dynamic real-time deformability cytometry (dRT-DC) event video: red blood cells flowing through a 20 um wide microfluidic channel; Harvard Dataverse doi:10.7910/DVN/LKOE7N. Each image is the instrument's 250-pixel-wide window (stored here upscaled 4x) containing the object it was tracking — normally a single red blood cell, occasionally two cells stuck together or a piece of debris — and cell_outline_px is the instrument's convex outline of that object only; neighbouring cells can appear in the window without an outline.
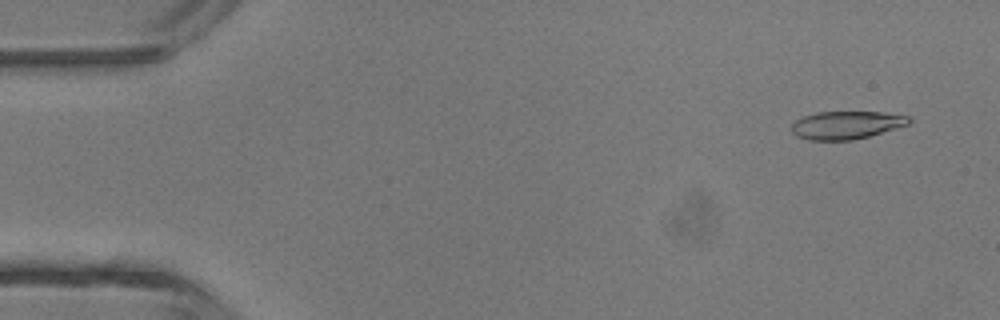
{"species": "common noctule bat (a hibernating species)", "species_latin": "Nyctalus noctula", "temperature_condition": "room temperature", "stored_images_in_passage": 44, "camera_frame_rate_fps": 3000, "um_per_image_px": 0.085, "animal": {"sex": "male", "body_mass_g": 13.3}, "frame": {"image": 1, "passage_image": 2, "time_ms": 0.333, "image_size_px": [1000, 320], "cell_outline_px": [[912, 120], [908, 124], [868, 136], [852, 140], [808, 140], [796, 136], [792, 132], [792, 124], [796, 120], [804, 116], [816, 112], [884, 112], [908, 116]], "centroid_in_image_um": [71.91, 10.62], "position_along_channel_um": 13.1, "area_um2": 18.96}}
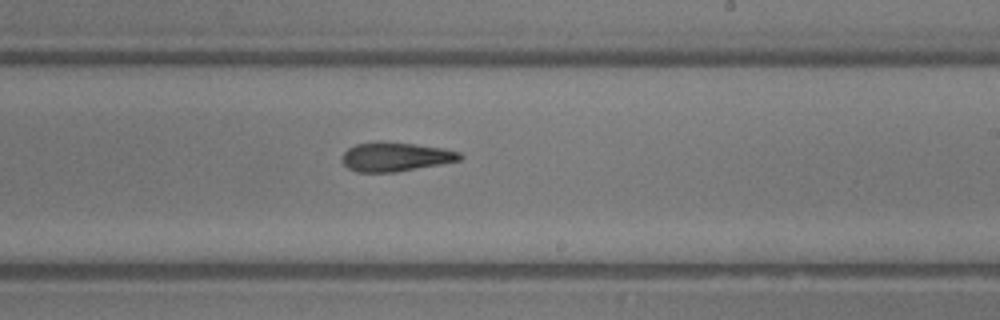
{"frame": {"image": 2, "passage_image": 26, "time_ms": 8.333, "image_size_px": [1000, 320], "cell_outline_px": [[464, 156], [460, 160], [440, 164], [396, 172], [356, 172], [348, 168], [340, 160], [344, 152], [348, 148], [356, 144], [376, 140], [384, 140], [416, 144], [444, 148], [460, 152]], "centroid_in_image_um": [33.59, 13.3], "position_along_channel_um": 255.4, "area_um2": 20.35}}
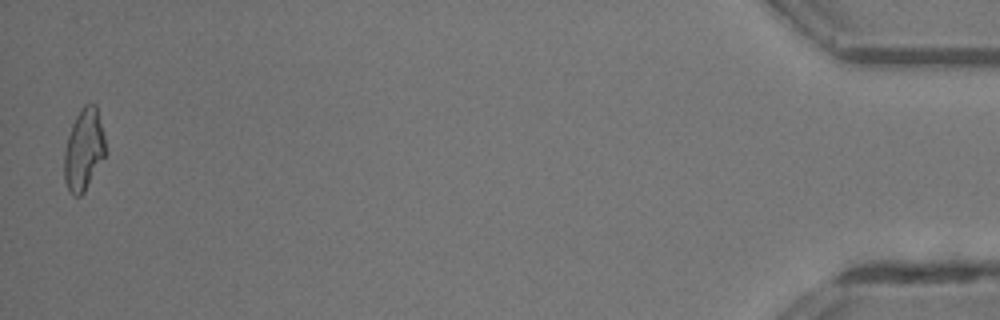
{"frame": {"image": 3, "passage_image": 44, "time_ms": 14.333, "image_size_px": [1000, 320], "cell_outline_px": [[108, 152], [84, 192], [80, 196], [76, 196], [68, 188], [64, 180], [64, 152], [68, 136], [72, 124], [76, 116], [84, 104], [96, 104]], "centroid_in_image_um": [7.14, 12.72], "position_along_channel_um": 428.1, "area_um2": 19.65}, "authors_computed_cell_mechanics": {"area_um2": 20.1433, "velocity_mm_per_s": 4.5174, "shape_relaxation_time_tau1_ms": null, "shape_relaxation_time_tau2_ms": 6.2994, "deformation_change_tau1": null, "deformation_change_tau2": 0.2008}}